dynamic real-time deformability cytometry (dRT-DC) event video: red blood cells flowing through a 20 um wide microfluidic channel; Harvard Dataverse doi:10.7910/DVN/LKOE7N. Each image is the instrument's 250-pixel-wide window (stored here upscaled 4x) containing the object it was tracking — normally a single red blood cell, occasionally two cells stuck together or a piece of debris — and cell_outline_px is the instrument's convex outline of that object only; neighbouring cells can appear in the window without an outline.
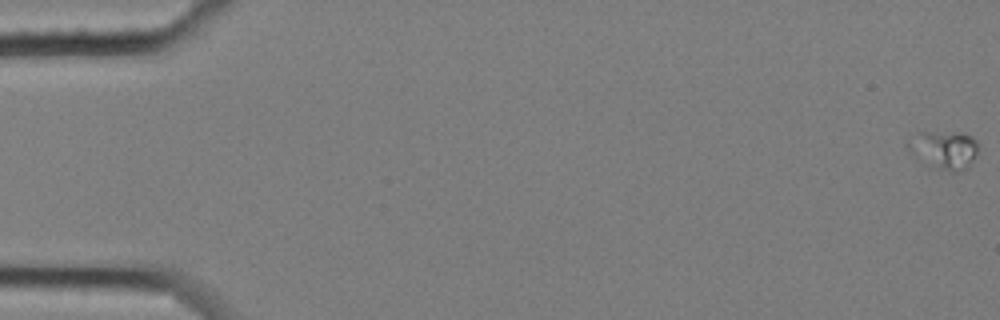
{"species": "common noctule bat (a hibernating species)", "species_latin": "Nyctalus noctula", "temperature_condition": "cold", "stored_images_in_passage": 61, "camera_frame_rate_fps": 3000, "um_per_image_px": 0.085, "animal": {"sex": "female", "body_mass_g": 25.1}, "frame": {"image": 1, "passage_image": 1, "time_ms": 0.0, "image_size_px": [1000, 320], "cell_outline_px": [[976, 152], [968, 168], [960, 172], [952, 172], [936, 168], [908, 148], [904, 144], [908, 140], [920, 132], [928, 132], [972, 136], [976, 140]], "centroid_in_image_um": [80.26, 12.75], "position_along_channel_um": 4.7, "area_um2": 14.74}}
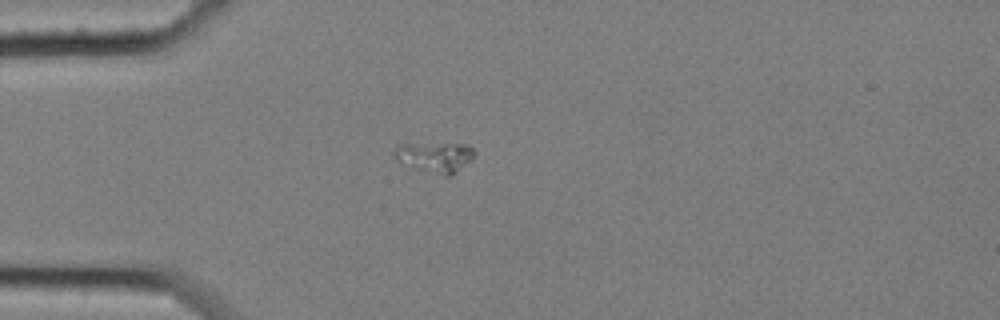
{"frame": {"image": 2, "passage_image": 18, "time_ms": 5.667, "image_size_px": [1000, 320], "cell_outline_px": [[476, 152], [456, 172], [448, 176], [444, 176], [396, 160], [392, 156], [392, 152], [396, 148], [404, 144], [468, 144]], "centroid_in_image_um": [36.97, 13.32], "position_along_channel_um": 48.0, "area_um2": 13.47}}
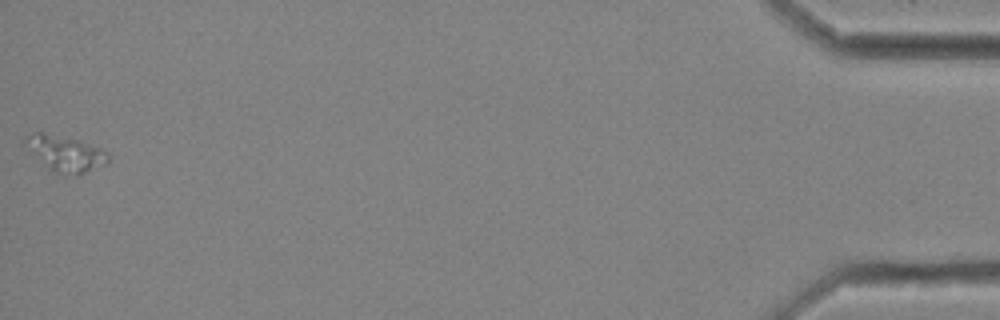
{"frame": {"image": 3, "passage_image": 61, "time_ms": 20.0, "image_size_px": [1000, 320], "cell_outline_px": [[108, 164], [76, 176], [56, 172], [48, 168], [20, 140], [24, 136], [32, 132], [44, 132], [76, 140], [100, 148], [108, 152]], "centroid_in_image_um": [5.54, 13.04], "position_along_channel_um": 429.7, "area_um2": 17.17}}